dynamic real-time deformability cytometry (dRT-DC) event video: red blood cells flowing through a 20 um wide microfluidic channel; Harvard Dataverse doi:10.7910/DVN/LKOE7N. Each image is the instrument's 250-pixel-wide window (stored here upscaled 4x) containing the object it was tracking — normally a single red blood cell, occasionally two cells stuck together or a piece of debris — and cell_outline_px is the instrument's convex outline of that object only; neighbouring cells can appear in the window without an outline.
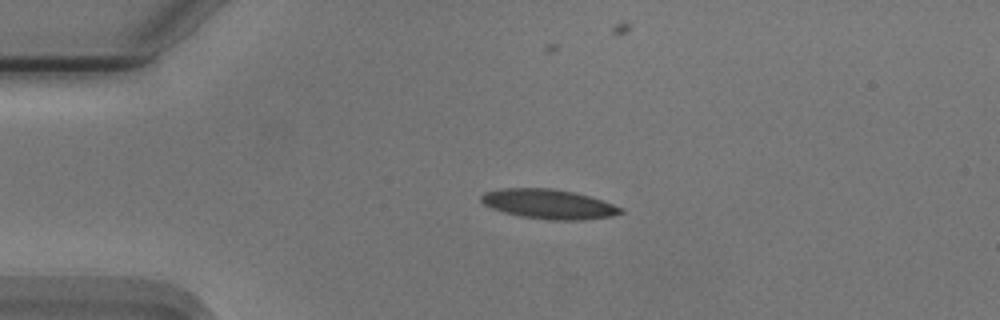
{"species": "Egyptian fruit bat (a non-hibernating species)", "species_latin": "Rousettus aegyptiacus", "temperature_condition": "cold", "stored_images_in_passage": 44, "camera_frame_rate_fps": 3000, "um_per_image_px": 0.085, "animal": {"sex": "male"}, "frame": {"image": 1, "passage_image": 1, "time_ms": 0.0, "image_size_px": [1000, 320], "cell_outline_px": [[624, 212], [612, 216], [584, 220], [548, 220], [520, 216], [504, 212], [492, 208], [484, 204], [480, 200], [480, 196], [484, 192], [504, 188], [552, 188], [572, 192], [604, 200], [624, 208]], "centroid_in_image_um": [46.66, 17.35], "position_along_channel_um": 38.3, "area_um2": 24.16}}
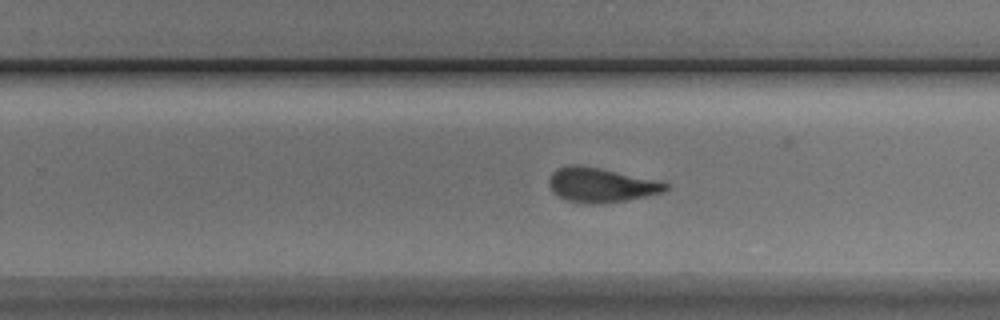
{"frame": {"image": 2, "passage_image": 23, "time_ms": 7.333, "image_size_px": [1000, 320], "cell_outline_px": [[668, 188], [664, 192], [624, 200], [600, 204], [588, 204], [568, 200], [552, 192], [548, 184], [548, 180], [552, 172], [560, 168], [572, 164], [600, 168], [660, 180], [668, 184]], "centroid_in_image_um": [51.09, 15.72], "position_along_channel_um": 278.7, "area_um2": 23.29}}
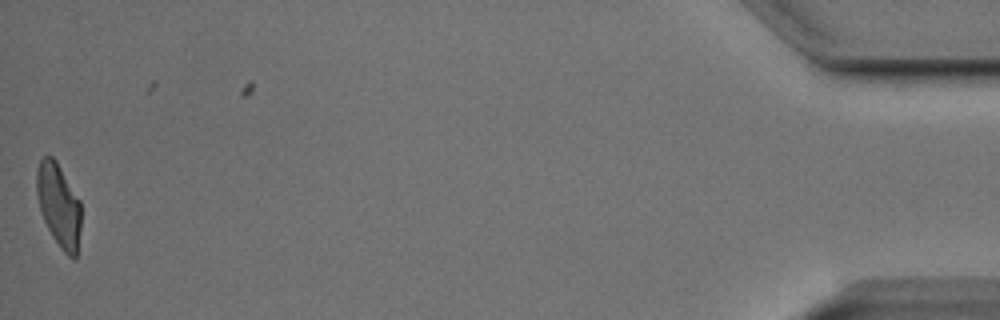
{"frame": {"image": 3, "passage_image": 43, "time_ms": 14.0, "image_size_px": [1000, 320], "cell_outline_px": [[80, 228], [76, 260], [72, 260], [60, 248], [52, 236], [44, 220], [40, 208], [36, 192], [36, 172], [40, 160], [44, 156], [52, 156], [56, 160], [80, 200]], "centroid_in_image_um": [5.0, 17.46], "position_along_channel_um": 430.2, "area_um2": 21.56}, "authors_computed_cell_mechanics": {"area_um2": 23.5824, "velocity_mm_per_s": 3.7413, "shape_relaxation_time_tau1_ms": 4.7377, "shape_relaxation_time_tau2_ms": 1.427, "deformation_change_tau1": 0.1689, "deformation_change_tau2": 0.0898}}